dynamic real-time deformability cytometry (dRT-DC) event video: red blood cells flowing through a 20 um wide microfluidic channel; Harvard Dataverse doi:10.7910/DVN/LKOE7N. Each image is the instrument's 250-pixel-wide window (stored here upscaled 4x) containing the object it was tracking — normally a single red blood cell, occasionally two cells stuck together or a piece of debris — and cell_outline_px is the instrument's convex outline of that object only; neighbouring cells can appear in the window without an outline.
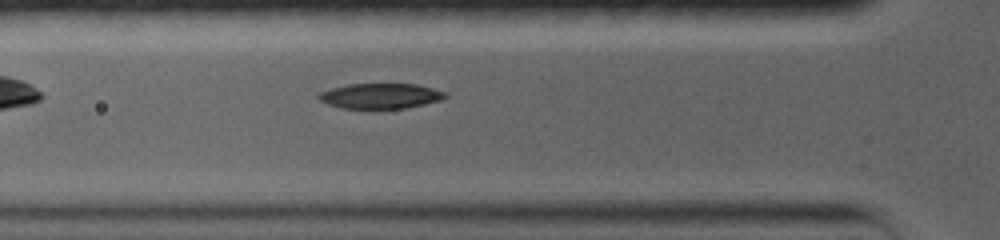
{"species": "common noctule bat (a hibernating species)", "species_latin": "Nyctalus noctula", "temperature_condition": "warm", "stored_images_in_passage": 59, "camera_frame_rate_fps": 5000, "um_per_image_px": 0.085, "animal": {"sex": "female", "body_mass_g": 19.0, "forearm_length_mm": 56.7}, "frame": {"image": 1, "passage_image": 7, "time_ms": 1.0, "image_size_px": [1000, 240], "cell_outline_px": [[448, 96], [440, 100], [424, 104], [404, 108], [340, 108], [328, 104], [320, 100], [316, 96], [320, 92], [332, 88], [348, 84], [416, 84], [432, 88], [444, 92]], "centroid_in_image_um": [32.31, 8.15], "position_along_channel_um": 93.5, "area_um2": 18.44}}
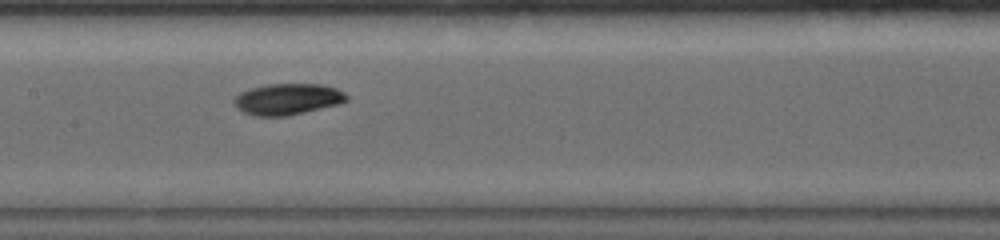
{"frame": {"image": 2, "passage_image": 24, "time_ms": 3.4, "image_size_px": [1000, 240], "cell_outline_px": [[348, 100], [340, 104], [288, 116], [252, 116], [236, 108], [232, 104], [232, 100], [240, 92], [252, 88], [268, 84], [320, 84], [336, 88], [344, 92], [348, 96]], "centroid_in_image_um": [24.43, 8.44], "position_along_channel_um": 183.0, "area_um2": 20.69}}
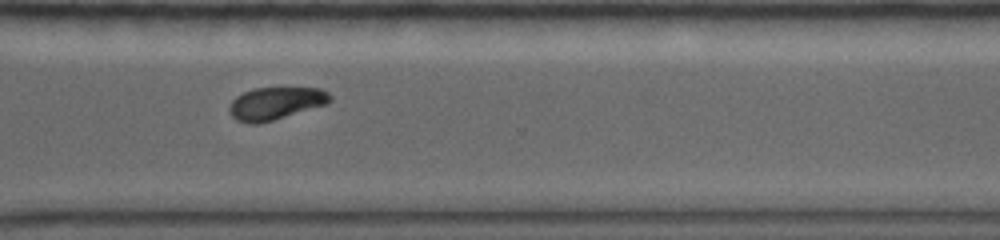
{"frame": {"image": 3, "passage_image": 50, "time_ms": 7.8, "image_size_px": [1000, 240], "cell_outline_px": [[332, 100], [328, 104], [272, 120], [256, 124], [248, 124], [236, 120], [232, 116], [228, 108], [232, 100], [236, 96], [244, 92], [256, 88], [320, 88], [328, 92], [332, 96]], "centroid_in_image_um": [23.44, 8.78], "position_along_channel_um": 347.2, "area_um2": 19.07}}